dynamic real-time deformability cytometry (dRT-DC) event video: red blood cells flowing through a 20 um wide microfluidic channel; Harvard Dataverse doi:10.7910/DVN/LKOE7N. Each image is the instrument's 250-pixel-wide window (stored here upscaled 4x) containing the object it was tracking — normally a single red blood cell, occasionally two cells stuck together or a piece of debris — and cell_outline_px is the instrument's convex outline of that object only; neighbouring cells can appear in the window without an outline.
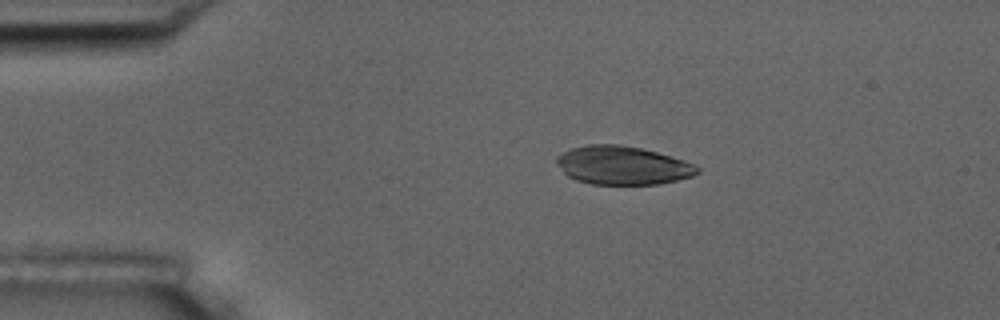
{"species": "common noctule bat (a hibernating species)", "species_latin": "Nyctalus noctula", "temperature_condition": "room temperature", "stored_images_in_passage": 6, "camera_frame_rate_fps": 3000, "um_per_image_px": 0.085, "animal": {"sex": "male", "body_mass_g": 17.5, "forearm_length_mm": 52.3}, "frame": {"image": 1, "passage_image": 2, "time_ms": 1.333, "image_size_px": [1000, 320], "cell_outline_px": [[700, 172], [692, 176], [660, 184], [592, 184], [576, 180], [568, 176], [556, 164], [556, 156], [572, 148], [588, 144], [620, 144], [640, 148], [656, 152], [692, 164], [700, 168]], "centroid_in_image_um": [52.88, 14.06], "position_along_channel_um": 32.1, "area_um2": 31.27}}